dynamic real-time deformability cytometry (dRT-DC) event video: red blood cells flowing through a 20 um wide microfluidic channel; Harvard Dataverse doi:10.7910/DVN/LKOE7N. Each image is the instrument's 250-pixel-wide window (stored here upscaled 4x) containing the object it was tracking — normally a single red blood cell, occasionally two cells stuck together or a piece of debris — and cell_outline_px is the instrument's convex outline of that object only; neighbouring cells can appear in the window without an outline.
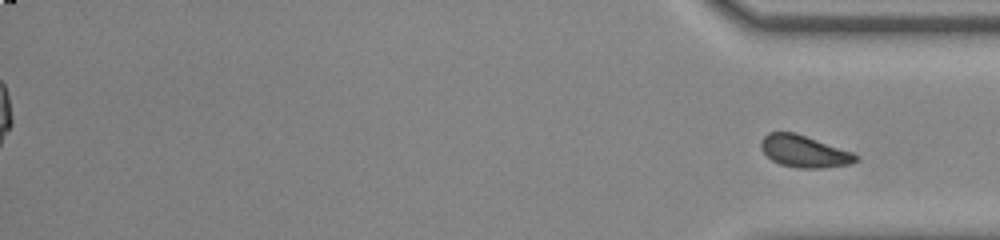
{"species": "common noctule bat (a hibernating species)", "species_latin": "Nyctalus noctula", "temperature_condition": "room temperature", "stored_images_in_passage": 56, "segment_of_instrument_passage": [2, 2], "camera_frame_rate_fps": 3000, "um_per_image_px": 0.085, "animal": {"sex": "male", "body_mass_g": 20.0, "forearm_length_mm": 53.3}, "frame": {"image": 1, "passage_image": 56, "time_ms": 18.333, "image_size_px": [1000, 240], "cell_outline_px": [[860, 160], [852, 164], [824, 168], [796, 168], [780, 164], [772, 160], [760, 148], [760, 140], [768, 132], [796, 132], [852, 152], [860, 156]], "centroid_in_image_um": [68.38, 12.87], "position_along_channel_um": 366.8, "area_um2": 17.92}}